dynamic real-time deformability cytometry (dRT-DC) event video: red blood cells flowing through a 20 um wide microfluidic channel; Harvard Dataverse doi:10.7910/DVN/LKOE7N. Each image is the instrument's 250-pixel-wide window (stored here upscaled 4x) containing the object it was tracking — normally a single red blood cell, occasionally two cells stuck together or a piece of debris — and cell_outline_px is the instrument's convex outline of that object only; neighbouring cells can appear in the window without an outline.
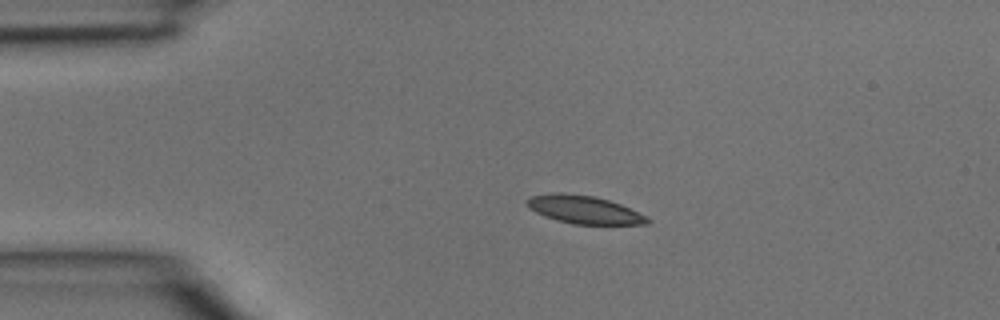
{"species": "common noctule bat (a hibernating species)", "species_latin": "Nyctalus noctula", "temperature_condition": "room temperature", "stored_images_in_passage": 3, "camera_frame_rate_fps": 3000, "um_per_image_px": 0.085, "animal": {"sex": "male", "body_mass_g": 15.6}, "frame": {"image": 1, "passage_image": 1, "time_ms": 0.0, "image_size_px": [1000, 320], "cell_outline_px": [[652, 220], [648, 224], [572, 224], [556, 220], [544, 216], [528, 208], [524, 200], [532, 196], [556, 192], [560, 192], [596, 196], [620, 204], [648, 216]], "centroid_in_image_um": [49.64, 17.82], "position_along_channel_um": 35.4, "area_um2": 19.83}}